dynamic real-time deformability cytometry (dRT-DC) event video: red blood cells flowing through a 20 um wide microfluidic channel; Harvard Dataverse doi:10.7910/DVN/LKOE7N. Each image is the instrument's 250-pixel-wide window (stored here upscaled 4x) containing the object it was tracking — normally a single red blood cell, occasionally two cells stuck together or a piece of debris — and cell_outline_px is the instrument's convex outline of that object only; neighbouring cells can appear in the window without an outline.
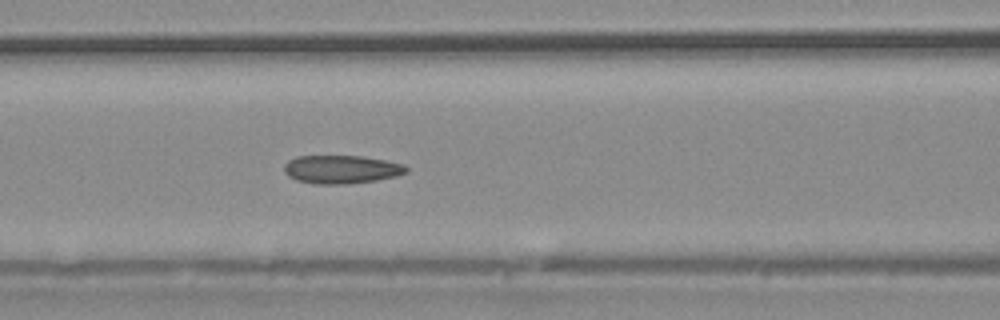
{"species": "common noctule bat (a hibernating species)", "species_latin": "Nyctalus noctula", "temperature_condition": "warm", "stored_images_in_passage": 39, "camera_frame_rate_fps": 3000, "um_per_image_px": 0.085, "animal": {"sex": "male", "body_mass_g": 20.4}, "frame": {"image": 1, "passage_image": 17, "time_ms": 5.333, "image_size_px": [1000, 320], "cell_outline_px": [[408, 172], [396, 176], [376, 180], [344, 184], [316, 184], [296, 180], [288, 176], [284, 172], [284, 164], [288, 160], [296, 156], [360, 156], [384, 160], [404, 164], [408, 168]], "centroid_in_image_um": [29.0, 14.39], "position_along_channel_um": 137.6, "area_um2": 20.17}}